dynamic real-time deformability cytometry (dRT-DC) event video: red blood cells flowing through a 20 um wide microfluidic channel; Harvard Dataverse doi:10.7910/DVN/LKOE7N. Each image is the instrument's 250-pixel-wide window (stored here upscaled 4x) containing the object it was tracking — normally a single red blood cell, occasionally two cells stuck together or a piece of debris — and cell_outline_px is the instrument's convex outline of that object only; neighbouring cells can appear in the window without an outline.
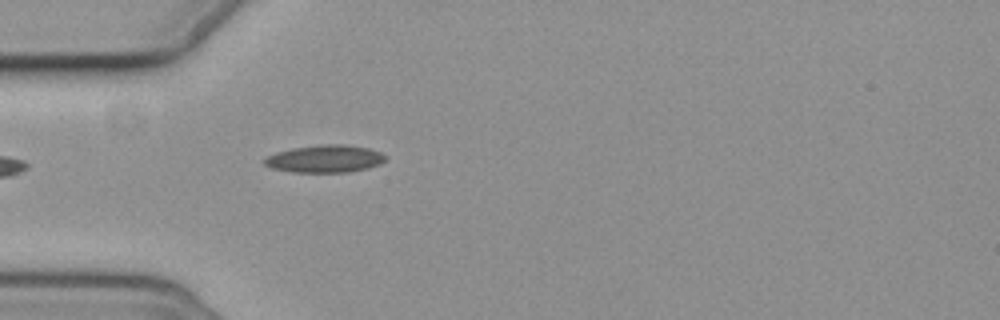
{"species": "common noctule bat (a hibernating species)", "species_latin": "Nyctalus noctula", "temperature_condition": "cold", "stored_images_in_passage": 1, "camera_frame_rate_fps": 3000, "um_per_image_px": 0.085, "animal": {"sex": "female", "body_mass_g": 19.3, "forearm_length_mm": 54.1}, "frame": {"image": 1, "passage_image": 1, "time_ms": 0.0, "image_size_px": [1000, 320], "cell_outline_px": [[388, 156], [380, 164], [368, 168], [348, 172], [292, 172], [272, 168], [264, 164], [264, 160], [268, 156], [276, 152], [292, 148], [324, 144], [344, 144], [368, 148], [380, 152]], "centroid_in_image_um": [27.64, 13.49], "position_along_channel_um": 57.4, "area_um2": 19.36}}